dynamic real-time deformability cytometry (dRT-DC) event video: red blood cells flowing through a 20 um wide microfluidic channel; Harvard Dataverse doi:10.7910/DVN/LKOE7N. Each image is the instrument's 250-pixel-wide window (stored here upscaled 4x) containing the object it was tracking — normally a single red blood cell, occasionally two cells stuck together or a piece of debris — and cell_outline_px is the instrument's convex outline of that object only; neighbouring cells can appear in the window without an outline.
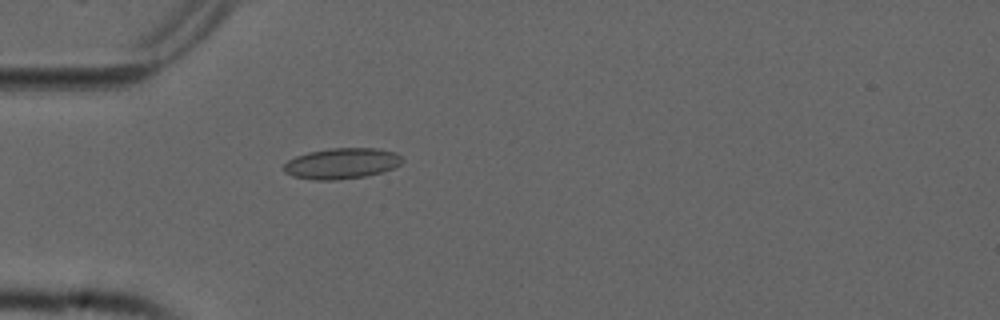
{"species": "common noctule bat (a hibernating species)", "species_latin": "Nyctalus noctula", "temperature_condition": "cold", "stored_images_in_passage": 54, "camera_frame_rate_fps": 3000, "um_per_image_px": 0.085, "animal": {"sex": "male", "forearm_length_mm": 52.5}, "frame": {"image": 1, "passage_image": 16, "time_ms": 5.0, "image_size_px": [1000, 320], "cell_outline_px": [[404, 160], [400, 164], [384, 172], [364, 176], [336, 180], [316, 180], [292, 176], [284, 172], [284, 164], [288, 160], [296, 156], [308, 152], [332, 148], [376, 148], [396, 152]], "centroid_in_image_um": [29.05, 13.89], "position_along_channel_um": 56.0, "area_um2": 21.27}}
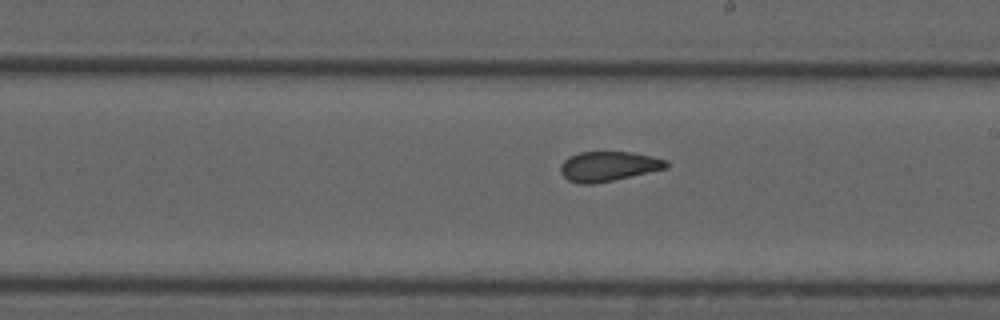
{"frame": {"image": 2, "passage_image": 31, "time_ms": 10.0, "image_size_px": [1000, 320], "cell_outline_px": [[668, 168], [612, 180], [592, 184], [580, 184], [568, 180], [560, 172], [560, 164], [568, 156], [580, 152], [632, 152], [652, 156], [668, 160]], "centroid_in_image_um": [51.7, 14.13], "position_along_channel_um": 237.3, "area_um2": 18.38}}
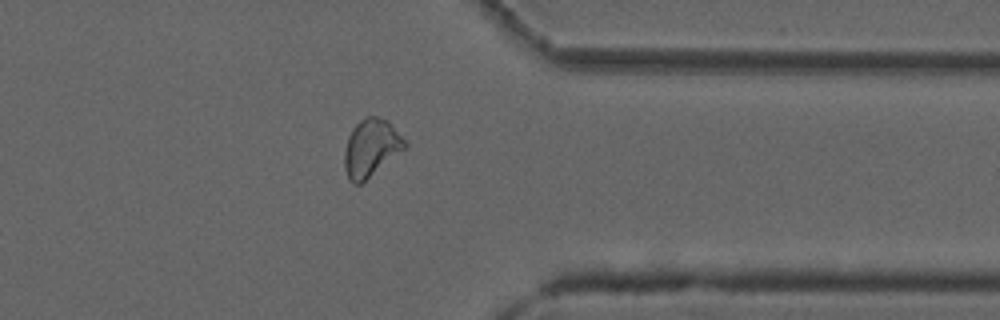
{"frame": {"image": 3, "passage_image": 43, "time_ms": 14.0, "image_size_px": [1000, 320], "cell_outline_px": [[408, 144], [404, 148], [360, 184], [352, 184], [348, 180], [344, 168], [344, 152], [348, 136], [352, 128], [364, 116], [376, 116], [388, 120]], "centroid_in_image_um": [31.49, 12.55], "position_along_channel_um": 379.9, "area_um2": 20.0}, "authors_computed_cell_mechanics": {"area_um2": 19.9988, "velocity_mm_per_s": 3.7588, "shape_relaxation_time_tau1_ms": null, "shape_relaxation_time_tau2_ms": 1.882, "deformation_change_tau1": null, "deformation_change_tau2": 0.0609}}